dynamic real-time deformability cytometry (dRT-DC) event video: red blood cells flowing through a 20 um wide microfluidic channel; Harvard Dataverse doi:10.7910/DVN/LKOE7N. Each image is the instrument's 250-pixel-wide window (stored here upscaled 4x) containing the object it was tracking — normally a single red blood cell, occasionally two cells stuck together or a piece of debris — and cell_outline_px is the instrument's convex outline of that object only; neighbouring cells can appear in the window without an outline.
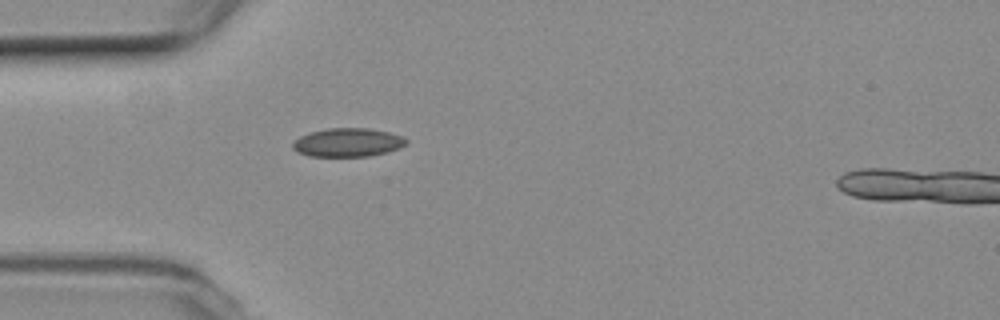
{"species": "common noctule bat (a hibernating species)", "species_latin": "Nyctalus noctula", "temperature_condition": "room temperature", "stored_images_in_passage": 40, "camera_frame_rate_fps": 3000, "um_per_image_px": 0.085, "animal": {"sex": "female", "body_mass_g": 19.3, "forearm_length_mm": 54.1}, "frame": {"image": 1, "passage_image": 1, "time_ms": 0.0, "image_size_px": [1000, 320], "cell_outline_px": [[408, 144], [400, 148], [368, 156], [308, 156], [296, 152], [292, 148], [292, 144], [300, 136], [312, 132], [328, 128], [368, 128], [388, 132], [404, 136], [408, 140]], "centroid_in_image_um": [29.58, 12.11], "position_along_channel_um": 55.4, "area_um2": 18.9}}
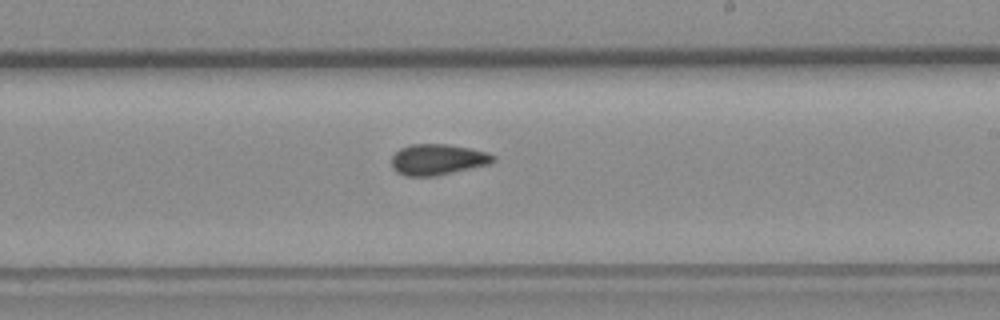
{"frame": {"image": 2, "passage_image": 17, "time_ms": 5.333, "image_size_px": [1000, 320], "cell_outline_px": [[496, 160], [488, 164], [436, 176], [404, 176], [396, 172], [392, 168], [392, 156], [400, 148], [408, 144], [448, 144], [472, 148], [488, 152], [496, 156]], "centroid_in_image_um": [37.2, 13.55], "position_along_channel_um": 251.8, "area_um2": 18.5}}
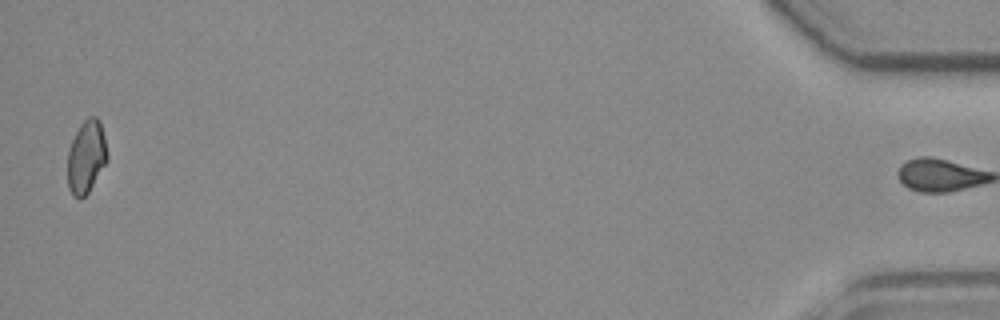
{"frame": {"image": 3, "passage_image": 39, "time_ms": 12.667, "image_size_px": [1000, 320], "cell_outline_px": [[108, 160], [88, 192], [80, 200], [72, 196], [68, 188], [68, 152], [72, 140], [80, 124], [88, 116], [96, 116], [100, 120], [104, 136], [108, 156]], "centroid_in_image_um": [7.34, 13.33], "position_along_channel_um": 427.9, "area_um2": 16.94}, "authors_computed_cell_mechanics": {"area_um2": 17.8891, "velocity_mm_per_s": 3.7632, "shape_relaxation_time_tau1_ms": null, "shape_relaxation_time_tau2_ms": 2.5578, "deformation_change_tau1": null, "deformation_change_tau2": 0.0751}}